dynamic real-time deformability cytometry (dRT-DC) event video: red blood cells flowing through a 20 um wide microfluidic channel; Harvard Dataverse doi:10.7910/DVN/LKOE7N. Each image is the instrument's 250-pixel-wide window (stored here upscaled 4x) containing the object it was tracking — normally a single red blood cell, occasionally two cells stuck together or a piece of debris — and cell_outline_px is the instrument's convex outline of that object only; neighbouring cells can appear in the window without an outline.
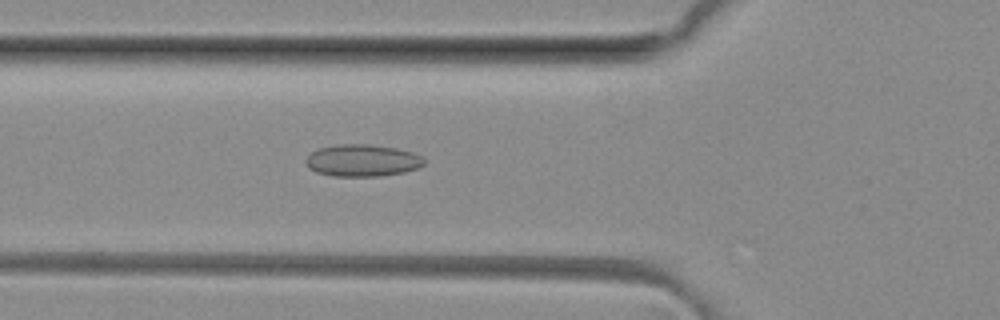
{"species": "common noctule bat (a hibernating species)", "species_latin": "Nyctalus noctula", "temperature_condition": "room temperature", "stored_images_in_passage": 50, "camera_frame_rate_fps": 3000, "um_per_image_px": 0.085, "animal": {"sex": "female", "body_mass_g": 29.2, "forearm_length_mm": 56.3}, "frame": {"image": 1, "passage_image": 18, "time_ms": 5.667, "image_size_px": [1000, 320], "cell_outline_px": [[424, 164], [420, 168], [404, 172], [380, 176], [332, 176], [316, 172], [308, 168], [304, 164], [304, 160], [312, 152], [320, 148], [340, 144], [368, 144], [396, 148], [412, 152], [424, 156]], "centroid_in_image_um": [30.81, 13.64], "position_along_channel_um": 95.0, "area_um2": 22.25}}
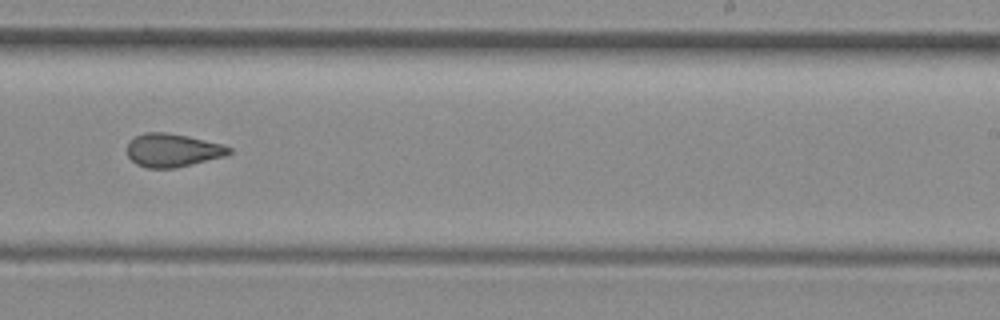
{"frame": {"image": 2, "passage_image": 31, "time_ms": 10.0, "image_size_px": [1000, 320], "cell_outline_px": [[232, 152], [228, 156], [176, 168], [148, 168], [136, 164], [128, 156], [128, 144], [136, 136], [144, 132], [164, 132], [188, 136], [220, 144], [232, 148]], "centroid_in_image_um": [14.71, 12.78], "position_along_channel_um": 274.3, "area_um2": 19.77}}
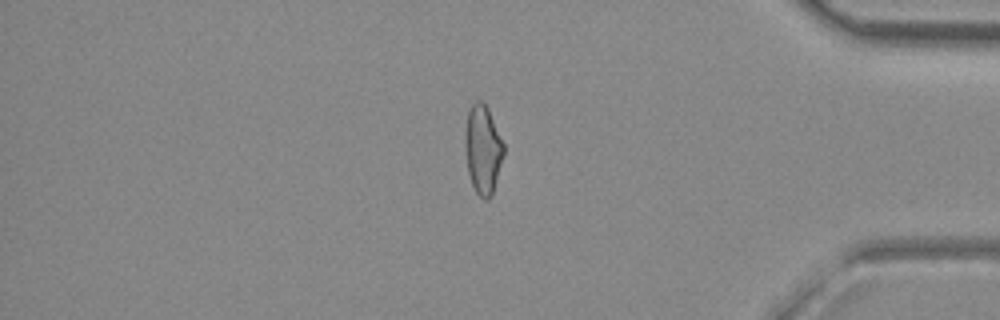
{"frame": {"image": 3, "passage_image": 42, "time_ms": 13.667, "image_size_px": [1000, 320], "cell_outline_px": [[504, 152], [492, 196], [488, 200], [484, 200], [476, 192], [472, 184], [468, 172], [464, 144], [464, 140], [468, 112], [472, 104], [476, 100], [480, 100], [488, 108], [504, 144]], "centroid_in_image_um": [41.04, 12.72], "position_along_channel_um": 394.2, "area_um2": 19.88}, "authors_computed_cell_mechanics": {"area_um2": 20.7791, "velocity_mm_per_s": 4.1288, "shape_relaxation_time_tau1_ms": null, "shape_relaxation_time_tau2_ms": 1.7667, "deformation_change_tau1": null, "deformation_change_tau2": 0.0953}}